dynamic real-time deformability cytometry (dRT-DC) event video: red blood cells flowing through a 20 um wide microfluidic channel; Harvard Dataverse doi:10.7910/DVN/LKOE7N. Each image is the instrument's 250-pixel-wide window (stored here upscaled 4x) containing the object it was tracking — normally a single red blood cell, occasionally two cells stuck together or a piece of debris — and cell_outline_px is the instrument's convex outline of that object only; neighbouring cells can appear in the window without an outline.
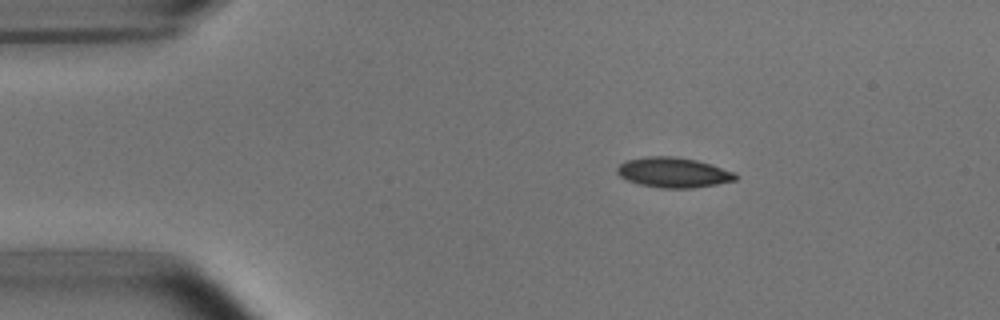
{"species": "common noctule bat (a hibernating species)", "species_latin": "Nyctalus noctula", "temperature_condition": "room temperature", "stored_images_in_passage": 44, "camera_frame_rate_fps": 3000, "um_per_image_px": 0.085, "animal": {"sex": "male", "body_mass_g": 15.6}, "frame": {"image": 1, "passage_image": 1, "time_ms": 0.0, "image_size_px": [1000, 320], "cell_outline_px": [[736, 180], [716, 184], [692, 188], [660, 188], [640, 184], [628, 180], [620, 176], [616, 172], [616, 168], [624, 160], [648, 156], [676, 156], [696, 160], [736, 172]], "centroid_in_image_um": [57.21, 14.65], "position_along_channel_um": 27.8, "area_um2": 20.75}}
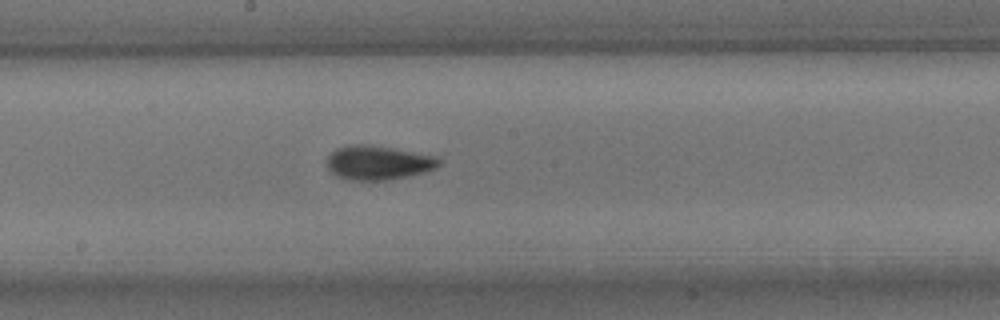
{"frame": {"image": 2, "passage_image": 20, "time_ms": 6.333, "image_size_px": [1000, 320], "cell_outline_px": [[440, 164], [436, 168], [424, 172], [408, 176], [384, 180], [348, 180], [336, 176], [328, 168], [328, 156], [336, 148], [348, 144], [368, 144], [392, 148], [436, 156], [440, 160]], "centroid_in_image_um": [32.13, 13.82], "position_along_channel_um": 216.1, "area_um2": 22.25}}
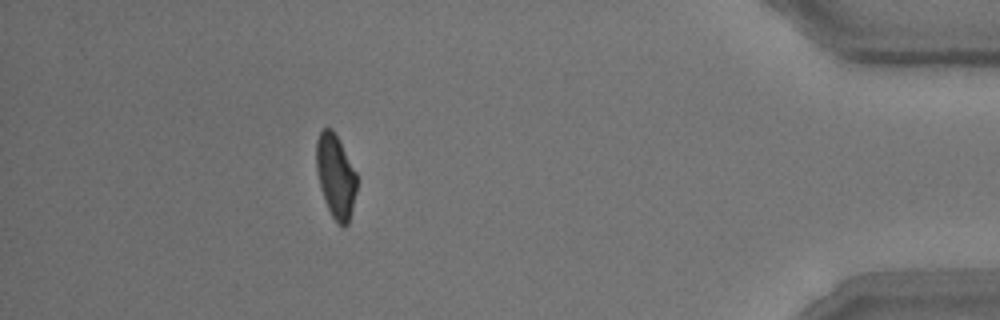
{"frame": {"image": 3, "passage_image": 39, "time_ms": 12.667, "image_size_px": [1000, 320], "cell_outline_px": [[356, 192], [348, 224], [344, 228], [332, 216], [324, 200], [316, 172], [316, 140], [320, 132], [324, 128], [332, 128], [356, 172]], "centroid_in_image_um": [28.51, 14.97], "position_along_channel_um": 406.7, "area_um2": 19.48}, "authors_computed_cell_mechanics": {"area_um2": 20.8947, "velocity_mm_per_s": 3.8177, "shape_relaxation_time_tau1_ms": 3.9389, "shape_relaxation_time_tau2_ms": 2.2147, "deformation_change_tau1": 0.1501, "deformation_change_tau2": 0.0716}}